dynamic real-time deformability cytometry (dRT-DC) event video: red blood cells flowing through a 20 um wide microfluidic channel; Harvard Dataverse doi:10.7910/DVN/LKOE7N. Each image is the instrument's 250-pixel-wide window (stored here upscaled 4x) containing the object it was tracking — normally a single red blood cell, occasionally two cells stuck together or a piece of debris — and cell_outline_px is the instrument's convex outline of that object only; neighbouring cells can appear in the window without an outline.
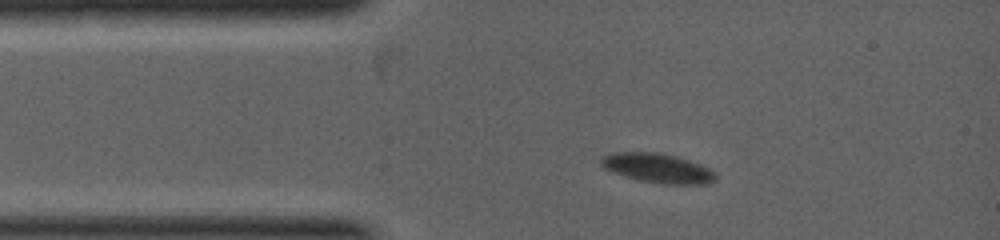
{"species": "common noctule bat (a hibernating species)", "species_latin": "Nyctalus noctula", "temperature_condition": "warm", "stored_images_in_passage": 11, "camera_frame_rate_fps": 5000, "um_per_image_px": 0.085, "animal": {"sex": "female", "body_mass_g": 19.0, "forearm_length_mm": 53.3}, "frame": {"image": 1, "passage_image": 1, "time_ms": 0.0, "image_size_px": [1000, 240], "cell_outline_px": [[716, 180], [708, 184], [660, 184], [636, 180], [624, 176], [604, 168], [600, 164], [600, 156], [612, 152], [660, 152], [676, 156], [700, 164], [716, 172]], "centroid_in_image_um": [55.88, 14.29], "position_along_channel_um": 29.1, "area_um2": 19.94}}
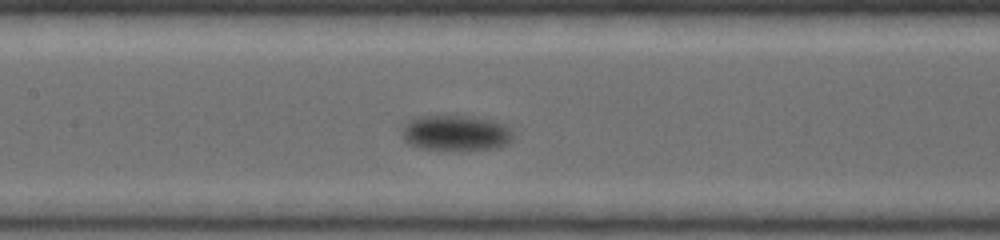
{"frame": {"image": 2, "passage_image": 7, "time_ms": 2.4, "image_size_px": [1000, 240], "cell_outline_px": [[512, 140], [508, 144], [492, 148], [460, 152], [420, 148], [408, 144], [404, 140], [400, 132], [404, 124], [408, 120], [416, 116], [472, 116], [488, 120], [512, 128]], "centroid_in_image_um": [38.68, 11.33], "position_along_channel_um": 168.7, "area_um2": 23.58}}
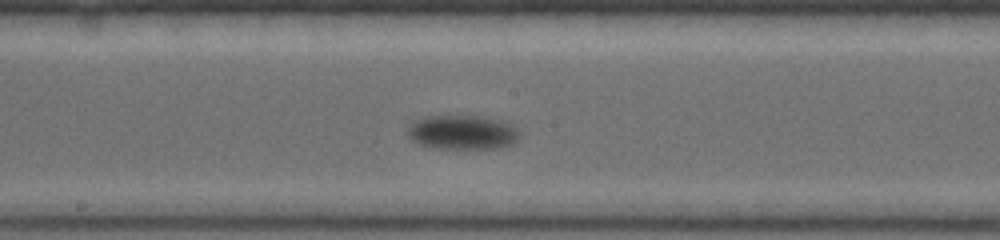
{"frame": {"image": 3, "passage_image": 10, "time_ms": 3.0, "image_size_px": [1000, 240], "cell_outline_px": [[520, 136], [512, 144], [500, 148], [436, 148], [420, 144], [412, 140], [408, 136], [408, 128], [420, 116], [484, 116], [512, 124], [520, 132]], "centroid_in_image_um": [39.32, 11.24], "position_along_channel_um": 208.9, "area_um2": 22.37}}